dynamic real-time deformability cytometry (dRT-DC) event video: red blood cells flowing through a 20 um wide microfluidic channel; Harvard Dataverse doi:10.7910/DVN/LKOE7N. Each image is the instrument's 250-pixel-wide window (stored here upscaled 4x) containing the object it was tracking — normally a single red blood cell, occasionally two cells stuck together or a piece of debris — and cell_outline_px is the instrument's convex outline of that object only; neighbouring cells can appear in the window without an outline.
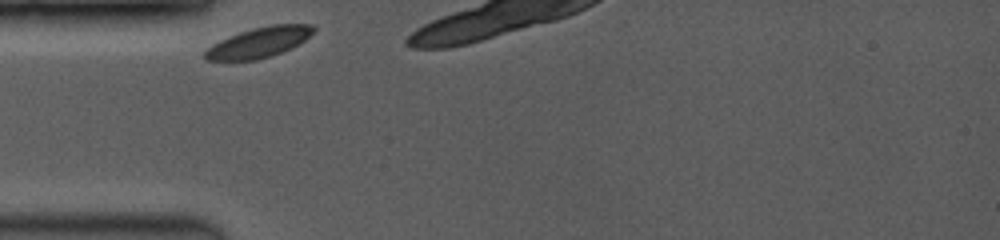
{"species": "common noctule bat (a hibernating species)", "species_latin": "Nyctalus noctula", "temperature_condition": "room temperature", "stored_images_in_passage": 26, "camera_frame_rate_fps": 3500, "um_per_image_px": 0.085, "animal": {"sex": "female", "body_mass_g": 19.0, "forearm_length_mm": 53.3}, "frame": {"image": 1, "passage_image": 1, "time_ms": 0.0, "image_size_px": [1000, 240], "cell_outline_px": [[316, 28], [304, 40], [272, 56], [256, 60], [204, 60], [204, 52], [212, 44], [220, 40], [240, 32], [252, 28], [272, 24], [312, 24]], "centroid_in_image_um": [21.98, 3.6], "position_along_channel_um": 63.0, "area_um2": 18.84}}
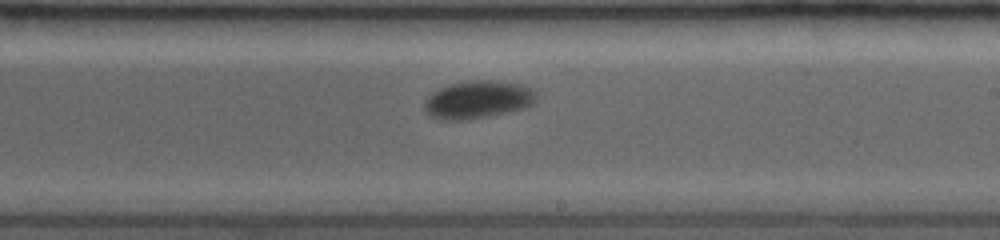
{"frame": {"image": 2, "passage_image": 14, "time_ms": 3.714, "image_size_px": [1000, 240], "cell_outline_px": [[536, 100], [532, 104], [524, 108], [488, 116], [464, 120], [440, 120], [432, 116], [424, 108], [424, 100], [432, 92], [448, 84], [468, 80], [492, 80], [520, 84], [536, 92]], "centroid_in_image_um": [40.59, 8.46], "position_along_channel_um": 248.4, "area_um2": 24.57}}
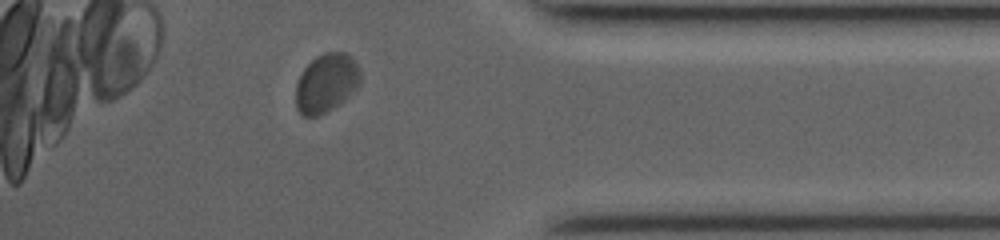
{"frame": {"image": 3, "passage_image": 25, "time_ms": 8.0, "image_size_px": [1000, 240], "cell_outline_px": [[360, 84], [344, 100], [320, 116], [304, 116], [296, 108], [296, 84], [304, 68], [316, 56], [324, 52], [344, 52], [360, 68]], "centroid_in_image_um": [27.72, 7.06], "position_along_channel_um": 407.5, "area_um2": 21.91}}